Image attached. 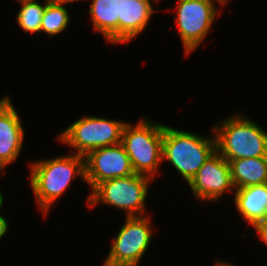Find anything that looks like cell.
I'll return each instance as SVG.
<instances>
[{"instance_id": "16", "label": "cell", "mask_w": 267, "mask_h": 266, "mask_svg": "<svg viewBox=\"0 0 267 266\" xmlns=\"http://www.w3.org/2000/svg\"><path fill=\"white\" fill-rule=\"evenodd\" d=\"M64 3L49 0L45 6L42 17L40 32H45L50 36L64 31L69 23L68 11L64 8Z\"/></svg>"}, {"instance_id": "9", "label": "cell", "mask_w": 267, "mask_h": 266, "mask_svg": "<svg viewBox=\"0 0 267 266\" xmlns=\"http://www.w3.org/2000/svg\"><path fill=\"white\" fill-rule=\"evenodd\" d=\"M135 172L121 143L90 151L85 156V182L92 190L101 182Z\"/></svg>"}, {"instance_id": "21", "label": "cell", "mask_w": 267, "mask_h": 266, "mask_svg": "<svg viewBox=\"0 0 267 266\" xmlns=\"http://www.w3.org/2000/svg\"><path fill=\"white\" fill-rule=\"evenodd\" d=\"M53 1L61 2V3L67 4V3L77 2V1H82V0H53Z\"/></svg>"}, {"instance_id": "6", "label": "cell", "mask_w": 267, "mask_h": 266, "mask_svg": "<svg viewBox=\"0 0 267 266\" xmlns=\"http://www.w3.org/2000/svg\"><path fill=\"white\" fill-rule=\"evenodd\" d=\"M125 124L122 121L86 116L72 123L58 138L76 149L77 155L86 156L94 149L121 143Z\"/></svg>"}, {"instance_id": "8", "label": "cell", "mask_w": 267, "mask_h": 266, "mask_svg": "<svg viewBox=\"0 0 267 266\" xmlns=\"http://www.w3.org/2000/svg\"><path fill=\"white\" fill-rule=\"evenodd\" d=\"M217 15V7L210 0H179L177 16L184 53L190 54L203 41ZM177 18V19H176Z\"/></svg>"}, {"instance_id": "12", "label": "cell", "mask_w": 267, "mask_h": 266, "mask_svg": "<svg viewBox=\"0 0 267 266\" xmlns=\"http://www.w3.org/2000/svg\"><path fill=\"white\" fill-rule=\"evenodd\" d=\"M155 11L150 0H119V42L127 43L139 35Z\"/></svg>"}, {"instance_id": "3", "label": "cell", "mask_w": 267, "mask_h": 266, "mask_svg": "<svg viewBox=\"0 0 267 266\" xmlns=\"http://www.w3.org/2000/svg\"><path fill=\"white\" fill-rule=\"evenodd\" d=\"M164 125L143 118L136 126L125 124L121 144L136 174L153 179L163 159Z\"/></svg>"}, {"instance_id": "14", "label": "cell", "mask_w": 267, "mask_h": 266, "mask_svg": "<svg viewBox=\"0 0 267 266\" xmlns=\"http://www.w3.org/2000/svg\"><path fill=\"white\" fill-rule=\"evenodd\" d=\"M89 14L94 29L106 41L119 43V0H92Z\"/></svg>"}, {"instance_id": "4", "label": "cell", "mask_w": 267, "mask_h": 266, "mask_svg": "<svg viewBox=\"0 0 267 266\" xmlns=\"http://www.w3.org/2000/svg\"><path fill=\"white\" fill-rule=\"evenodd\" d=\"M215 151V136L212 140L206 139L164 125L162 159H167L187 183Z\"/></svg>"}, {"instance_id": "1", "label": "cell", "mask_w": 267, "mask_h": 266, "mask_svg": "<svg viewBox=\"0 0 267 266\" xmlns=\"http://www.w3.org/2000/svg\"><path fill=\"white\" fill-rule=\"evenodd\" d=\"M29 165L31 187L43 214L69 188L76 174L85 180V156L82 155L56 157Z\"/></svg>"}, {"instance_id": "18", "label": "cell", "mask_w": 267, "mask_h": 266, "mask_svg": "<svg viewBox=\"0 0 267 266\" xmlns=\"http://www.w3.org/2000/svg\"><path fill=\"white\" fill-rule=\"evenodd\" d=\"M253 227L259 233L261 240L267 245V218L264 221L256 223Z\"/></svg>"}, {"instance_id": "2", "label": "cell", "mask_w": 267, "mask_h": 266, "mask_svg": "<svg viewBox=\"0 0 267 266\" xmlns=\"http://www.w3.org/2000/svg\"><path fill=\"white\" fill-rule=\"evenodd\" d=\"M213 133L216 150L226 160L267 157V132L244 116L233 115Z\"/></svg>"}, {"instance_id": "10", "label": "cell", "mask_w": 267, "mask_h": 266, "mask_svg": "<svg viewBox=\"0 0 267 266\" xmlns=\"http://www.w3.org/2000/svg\"><path fill=\"white\" fill-rule=\"evenodd\" d=\"M200 201H215L234 188L229 162L216 150L188 183Z\"/></svg>"}, {"instance_id": "17", "label": "cell", "mask_w": 267, "mask_h": 266, "mask_svg": "<svg viewBox=\"0 0 267 266\" xmlns=\"http://www.w3.org/2000/svg\"><path fill=\"white\" fill-rule=\"evenodd\" d=\"M18 1L22 4V7L17 14V22L20 27L29 33L40 32L43 13L49 0H46L43 5L37 2V0Z\"/></svg>"}, {"instance_id": "20", "label": "cell", "mask_w": 267, "mask_h": 266, "mask_svg": "<svg viewBox=\"0 0 267 266\" xmlns=\"http://www.w3.org/2000/svg\"><path fill=\"white\" fill-rule=\"evenodd\" d=\"M103 266H138L133 264H103Z\"/></svg>"}, {"instance_id": "5", "label": "cell", "mask_w": 267, "mask_h": 266, "mask_svg": "<svg viewBox=\"0 0 267 266\" xmlns=\"http://www.w3.org/2000/svg\"><path fill=\"white\" fill-rule=\"evenodd\" d=\"M151 178L134 173L131 176L109 179L98 184L88 197L87 205H112L126 211L127 217L143 216Z\"/></svg>"}, {"instance_id": "23", "label": "cell", "mask_w": 267, "mask_h": 266, "mask_svg": "<svg viewBox=\"0 0 267 266\" xmlns=\"http://www.w3.org/2000/svg\"><path fill=\"white\" fill-rule=\"evenodd\" d=\"M210 1H212V2L217 1V3H219L220 5H224L227 3L228 0H214V1L210 0Z\"/></svg>"}, {"instance_id": "25", "label": "cell", "mask_w": 267, "mask_h": 266, "mask_svg": "<svg viewBox=\"0 0 267 266\" xmlns=\"http://www.w3.org/2000/svg\"><path fill=\"white\" fill-rule=\"evenodd\" d=\"M5 166L0 162V172L3 170Z\"/></svg>"}, {"instance_id": "11", "label": "cell", "mask_w": 267, "mask_h": 266, "mask_svg": "<svg viewBox=\"0 0 267 266\" xmlns=\"http://www.w3.org/2000/svg\"><path fill=\"white\" fill-rule=\"evenodd\" d=\"M24 129L9 97L0 100V162L7 166L15 161L23 146Z\"/></svg>"}, {"instance_id": "22", "label": "cell", "mask_w": 267, "mask_h": 266, "mask_svg": "<svg viewBox=\"0 0 267 266\" xmlns=\"http://www.w3.org/2000/svg\"><path fill=\"white\" fill-rule=\"evenodd\" d=\"M215 266H234L232 264L229 263H223V262H217Z\"/></svg>"}, {"instance_id": "15", "label": "cell", "mask_w": 267, "mask_h": 266, "mask_svg": "<svg viewBox=\"0 0 267 266\" xmlns=\"http://www.w3.org/2000/svg\"><path fill=\"white\" fill-rule=\"evenodd\" d=\"M227 161L235 189L267 183V157Z\"/></svg>"}, {"instance_id": "24", "label": "cell", "mask_w": 267, "mask_h": 266, "mask_svg": "<svg viewBox=\"0 0 267 266\" xmlns=\"http://www.w3.org/2000/svg\"><path fill=\"white\" fill-rule=\"evenodd\" d=\"M3 195H2V193H1V191H0V209H1V207H2V205H3Z\"/></svg>"}, {"instance_id": "7", "label": "cell", "mask_w": 267, "mask_h": 266, "mask_svg": "<svg viewBox=\"0 0 267 266\" xmlns=\"http://www.w3.org/2000/svg\"><path fill=\"white\" fill-rule=\"evenodd\" d=\"M148 217H127L117 237L112 240L110 252L104 264L138 265L152 237Z\"/></svg>"}, {"instance_id": "19", "label": "cell", "mask_w": 267, "mask_h": 266, "mask_svg": "<svg viewBox=\"0 0 267 266\" xmlns=\"http://www.w3.org/2000/svg\"><path fill=\"white\" fill-rule=\"evenodd\" d=\"M8 230L7 220L0 214V239L5 235Z\"/></svg>"}, {"instance_id": "13", "label": "cell", "mask_w": 267, "mask_h": 266, "mask_svg": "<svg viewBox=\"0 0 267 266\" xmlns=\"http://www.w3.org/2000/svg\"><path fill=\"white\" fill-rule=\"evenodd\" d=\"M234 191L236 209L251 226L267 218V183Z\"/></svg>"}]
</instances>
